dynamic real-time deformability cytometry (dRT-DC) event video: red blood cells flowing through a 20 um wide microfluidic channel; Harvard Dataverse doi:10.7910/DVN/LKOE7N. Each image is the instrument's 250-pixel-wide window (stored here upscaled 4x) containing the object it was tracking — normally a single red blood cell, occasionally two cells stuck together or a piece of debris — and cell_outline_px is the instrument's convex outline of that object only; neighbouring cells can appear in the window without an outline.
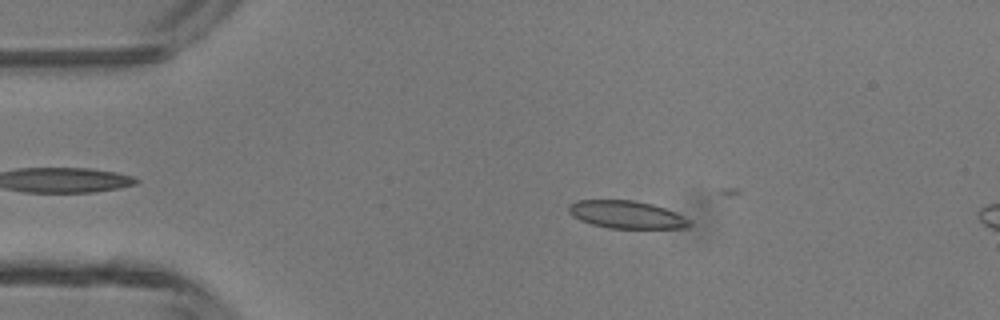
{"species": "common noctule bat (a hibernating species)", "species_latin": "Nyctalus noctula", "temperature_condition": "room temperature", "stored_images_in_passage": 13, "camera_frame_rate_fps": 3000, "um_per_image_px": 0.085, "animal": {"sex": "male", "body_mass_g": 13.3}, "frame": {"image": 1, "passage_image": 8, "time_ms": 2.333, "image_size_px": [1000, 320], "cell_outline_px": [[692, 224], [688, 228], [608, 228], [592, 224], [580, 220], [572, 216], [568, 212], [568, 204], [576, 200], [636, 200], [652, 204], [676, 212], [692, 220]], "centroid_in_image_um": [53.27, 18.24], "position_along_channel_um": 31.7, "area_um2": 19.71}}